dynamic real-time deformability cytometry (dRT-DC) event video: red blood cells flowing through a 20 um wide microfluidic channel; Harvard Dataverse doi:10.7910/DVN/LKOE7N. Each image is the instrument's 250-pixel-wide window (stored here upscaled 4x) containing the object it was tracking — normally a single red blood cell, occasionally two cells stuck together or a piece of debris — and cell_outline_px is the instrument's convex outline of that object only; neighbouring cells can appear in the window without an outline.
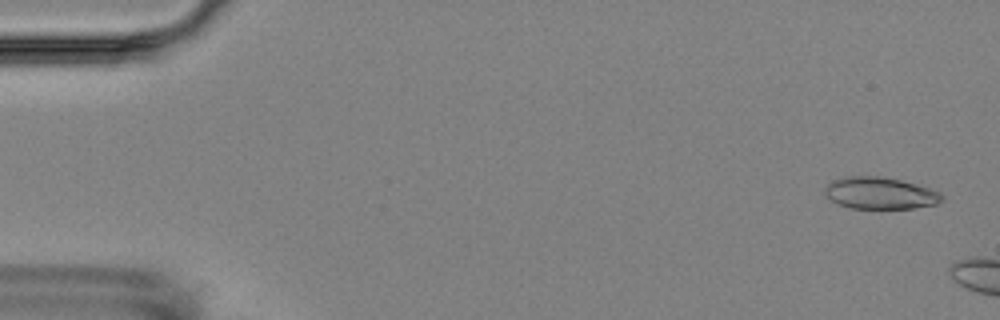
{"species": "Egyptian fruit bat (a non-hibernating species)", "species_latin": "Rousettus aegyptiacus", "temperature_condition": "room temperature", "stored_images_in_passage": 3, "camera_frame_rate_fps": 3000, "um_per_image_px": 0.085, "animal": {"sex": "female"}, "frame": {"image": 1, "passage_image": 1, "time_ms": 0.0, "image_size_px": [1000, 320], "cell_outline_px": [[944, 200], [936, 204], [912, 208], [852, 208], [840, 204], [832, 200], [824, 192], [824, 188], [832, 180], [848, 176], [880, 176], [900, 180], [916, 184], [940, 192], [944, 196]], "centroid_in_image_um": [74.83, 16.41], "position_along_channel_um": 10.2, "area_um2": 21.56}}